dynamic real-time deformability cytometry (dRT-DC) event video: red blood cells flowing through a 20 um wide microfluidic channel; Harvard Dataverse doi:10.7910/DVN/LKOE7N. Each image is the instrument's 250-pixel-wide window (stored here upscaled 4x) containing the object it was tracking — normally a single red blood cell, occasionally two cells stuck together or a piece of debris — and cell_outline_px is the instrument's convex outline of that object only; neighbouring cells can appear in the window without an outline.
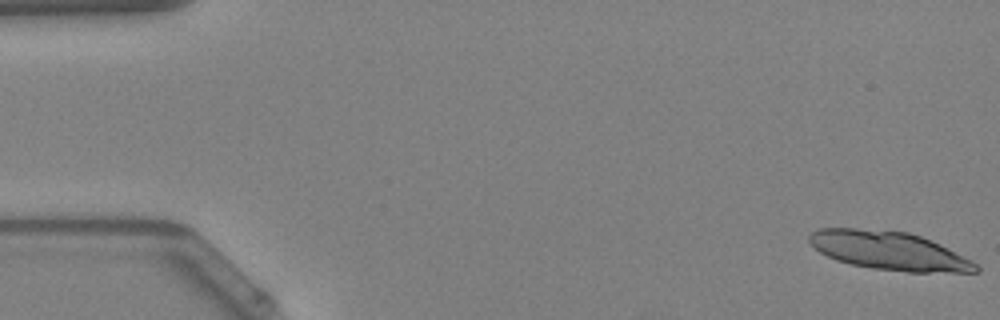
{"species": "Egyptian fruit bat (a non-hibernating species)", "species_latin": "Rousettus aegyptiacus", "temperature_condition": "warm", "stored_images_in_passage": 20, "camera_frame_rate_fps": 3000, "um_per_image_px": 0.085, "animal": {"sex": "female"}, "frame": {"image": 1, "passage_image": 1, "time_ms": 0.0, "image_size_px": [1000, 320], "cell_outline_px": [[980, 272], [908, 272], [872, 268], [852, 264], [836, 260], [820, 252], [808, 240], [808, 236], [812, 232], [820, 228], [856, 228], [908, 232], [920, 236], [940, 244], [972, 260], [980, 268]], "centroid_in_image_um": [75.59, 21.31], "position_along_channel_um": 9.4, "area_um2": 37.11}}